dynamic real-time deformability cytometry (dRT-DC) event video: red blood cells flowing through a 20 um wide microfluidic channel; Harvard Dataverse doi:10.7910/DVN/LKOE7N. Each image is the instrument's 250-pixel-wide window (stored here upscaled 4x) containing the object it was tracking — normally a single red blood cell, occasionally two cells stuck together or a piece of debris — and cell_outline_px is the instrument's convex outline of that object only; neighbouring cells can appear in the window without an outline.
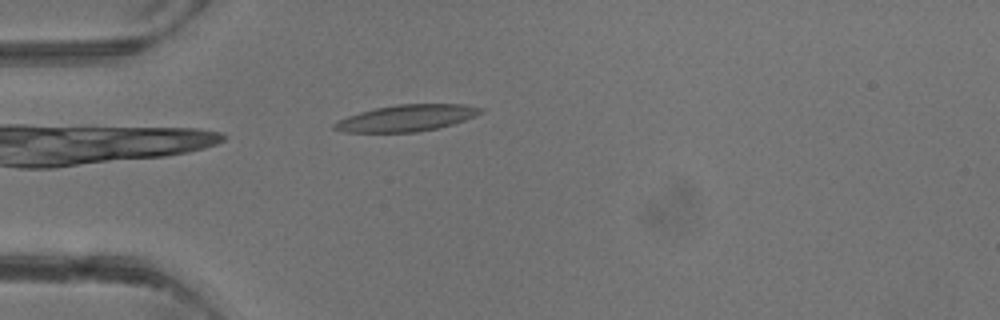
{"species": "common noctule bat (a hibernating species)", "species_latin": "Nyctalus noctula", "temperature_condition": "warm", "stored_images_in_passage": 1, "camera_frame_rate_fps": 3000, "um_per_image_px": 0.085, "animal": {"sex": "male", "body_mass_g": 13.3}, "frame": {"image": 1, "passage_image": 1, "time_ms": 0.0, "image_size_px": [1000, 320], "cell_outline_px": [[484, 112], [476, 116], [452, 124], [436, 128], [416, 132], [344, 132], [332, 128], [332, 124], [348, 116], [360, 112], [376, 108], [396, 104], [464, 104], [484, 108]], "centroid_in_image_um": [34.59, 10.02], "position_along_channel_um": 50.4, "area_um2": 22.48}}